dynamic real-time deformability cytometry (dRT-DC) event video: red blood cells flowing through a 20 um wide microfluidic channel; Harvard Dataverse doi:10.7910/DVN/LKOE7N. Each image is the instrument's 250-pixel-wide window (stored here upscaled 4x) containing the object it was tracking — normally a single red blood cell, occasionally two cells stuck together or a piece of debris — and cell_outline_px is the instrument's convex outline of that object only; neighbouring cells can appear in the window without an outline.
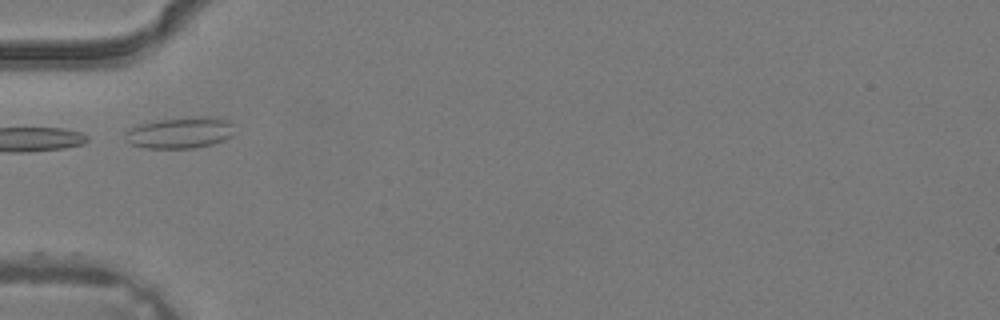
{"species": "common noctule bat (a hibernating species)", "species_latin": "Nyctalus noctula", "temperature_condition": "warm", "stored_images_in_passage": 3, "camera_frame_rate_fps": 3000, "um_per_image_px": 0.085, "animal": {"sex": "male", "body_mass_g": 19.2, "forearm_length_mm": 51.8}, "frame": {"image": 1, "passage_image": 3, "time_ms": 0.667, "image_size_px": [1000, 320], "cell_outline_px": [[232, 136], [224, 140], [212, 144], [192, 148], [148, 148], [132, 144], [128, 140], [124, 132], [128, 128], [140, 124], [156, 120], [184, 116], [204, 116], [228, 120], [232, 124]], "centroid_in_image_um": [15.3, 11.26], "position_along_channel_um": 69.7, "area_um2": 19.94}}